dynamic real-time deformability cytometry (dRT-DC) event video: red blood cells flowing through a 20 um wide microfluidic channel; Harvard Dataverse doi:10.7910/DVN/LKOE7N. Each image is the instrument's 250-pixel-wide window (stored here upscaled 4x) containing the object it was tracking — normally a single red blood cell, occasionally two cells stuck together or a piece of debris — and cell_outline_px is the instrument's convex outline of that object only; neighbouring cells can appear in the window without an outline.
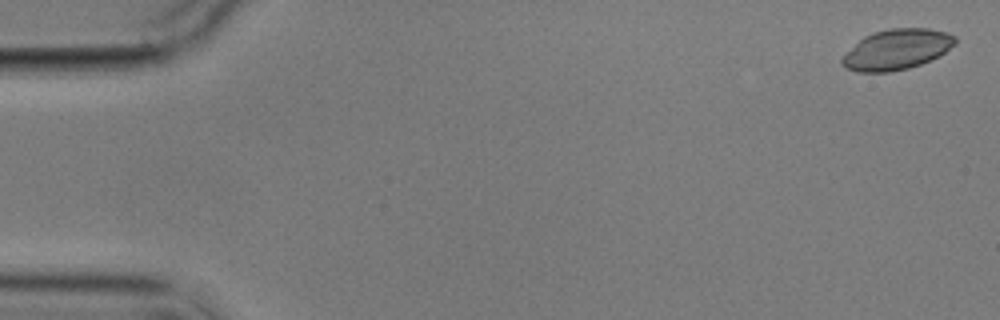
{"species": "common noctule bat (a hibernating species)", "species_latin": "Nyctalus noctula", "temperature_condition": "cold", "stored_images_in_passage": 6, "camera_frame_rate_fps": 3000, "um_per_image_px": 0.085, "animal": {"sex": "male", "body_mass_g": 17.9}, "frame": {"image": 1, "passage_image": 1, "time_ms": 0.0, "image_size_px": [1000, 320], "cell_outline_px": [[956, 44], [940, 56], [920, 64], [908, 68], [892, 72], [856, 72], [840, 64], [840, 60], [864, 36], [872, 32], [888, 28], [928, 28], [948, 32], [956, 36]], "centroid_in_image_um": [76.27, 4.2], "position_along_channel_um": 8.7, "area_um2": 26.7}}
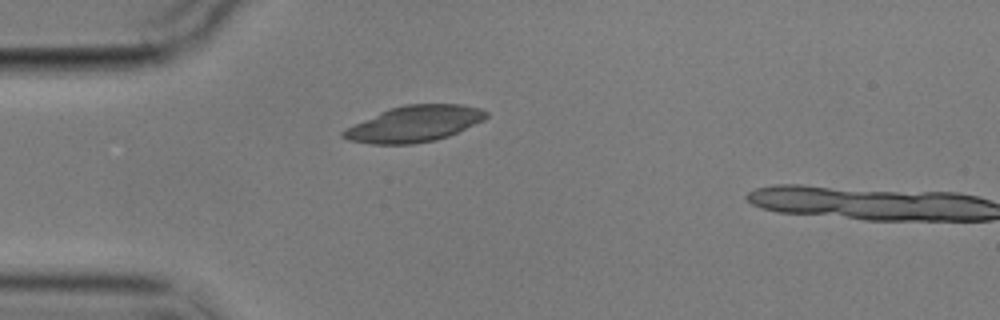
{"frame": {"image": 2, "passage_image": 5, "time_ms": 4.667, "image_size_px": [1000, 320], "cell_outline_px": [[488, 116], [484, 120], [448, 136], [436, 140], [412, 144], [372, 144], [348, 140], [340, 136], [340, 132], [388, 108], [404, 104], [460, 104], [480, 108], [488, 112]], "centroid_in_image_um": [35.23, 10.52], "position_along_channel_um": 49.8, "area_um2": 29.88}}